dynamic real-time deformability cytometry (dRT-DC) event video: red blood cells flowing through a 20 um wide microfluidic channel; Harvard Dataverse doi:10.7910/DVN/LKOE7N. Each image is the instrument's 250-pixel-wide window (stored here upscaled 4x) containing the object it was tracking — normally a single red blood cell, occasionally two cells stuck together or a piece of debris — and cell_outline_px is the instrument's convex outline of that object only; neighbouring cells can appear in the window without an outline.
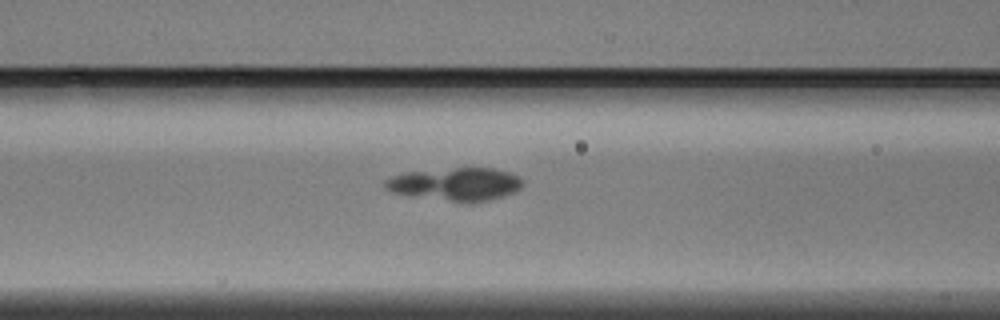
{"species": "Egyptian fruit bat (a non-hibernating species)", "species_latin": "Rousettus aegyptiacus", "temperature_condition": "warm", "stored_images_in_passage": 34, "camera_frame_rate_fps": 3000, "um_per_image_px": 0.085, "animal": {"sex": "male"}, "frame": {"image": 1, "passage_image": 12, "time_ms": 3.667, "image_size_px": [1000, 320], "cell_outline_px": [[524, 184], [520, 188], [504, 196], [488, 200], [452, 200], [408, 196], [392, 192], [384, 188], [384, 180], [392, 176], [408, 172], [456, 168], [492, 168], [508, 172], [524, 180]], "centroid_in_image_um": [38.69, 15.63], "position_along_channel_um": 127.9, "area_um2": 25.78}}
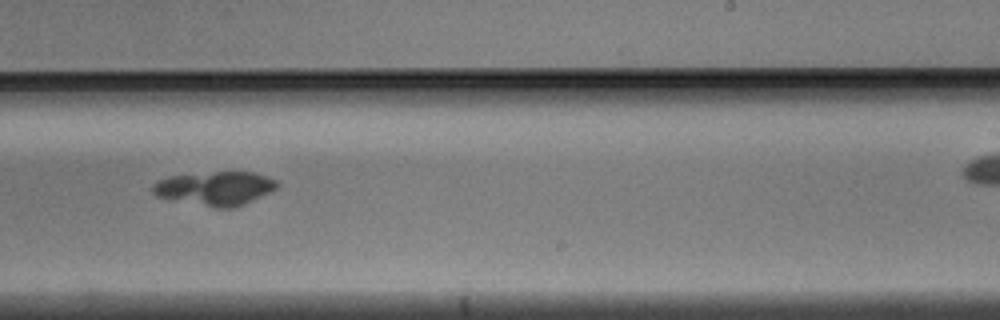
{"frame": {"image": 2, "passage_image": 22, "time_ms": 7.0, "image_size_px": [1000, 320], "cell_outline_px": [[280, 184], [276, 188], [244, 204], [232, 208], [216, 208], [156, 196], [152, 192], [152, 184], [168, 176], [216, 172], [252, 172], [276, 180]], "centroid_in_image_um": [18.27, 16.01], "position_along_channel_um": 270.7, "area_um2": 24.1}}
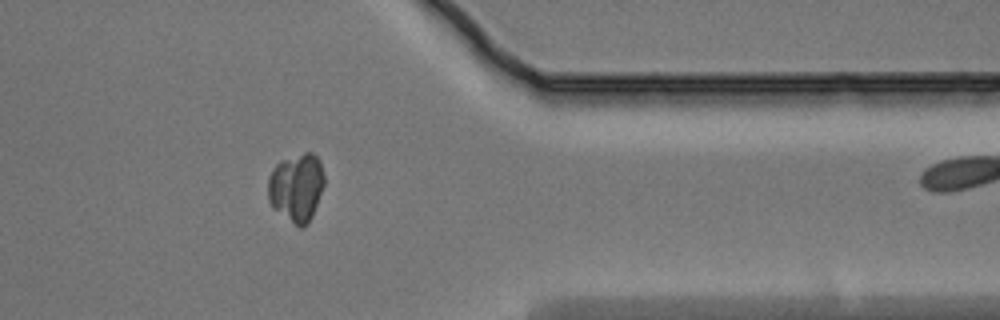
{"frame": {"image": 3, "passage_image": 31, "time_ms": 10.0, "image_size_px": [1000, 320], "cell_outline_px": [[324, 184], [312, 216], [308, 224], [304, 228], [300, 228], [272, 208], [268, 200], [268, 176], [272, 168], [280, 160], [304, 152], [312, 152], [320, 160], [324, 176]], "centroid_in_image_um": [25.18, 15.92], "position_along_channel_um": 386.2, "area_um2": 22.66}}